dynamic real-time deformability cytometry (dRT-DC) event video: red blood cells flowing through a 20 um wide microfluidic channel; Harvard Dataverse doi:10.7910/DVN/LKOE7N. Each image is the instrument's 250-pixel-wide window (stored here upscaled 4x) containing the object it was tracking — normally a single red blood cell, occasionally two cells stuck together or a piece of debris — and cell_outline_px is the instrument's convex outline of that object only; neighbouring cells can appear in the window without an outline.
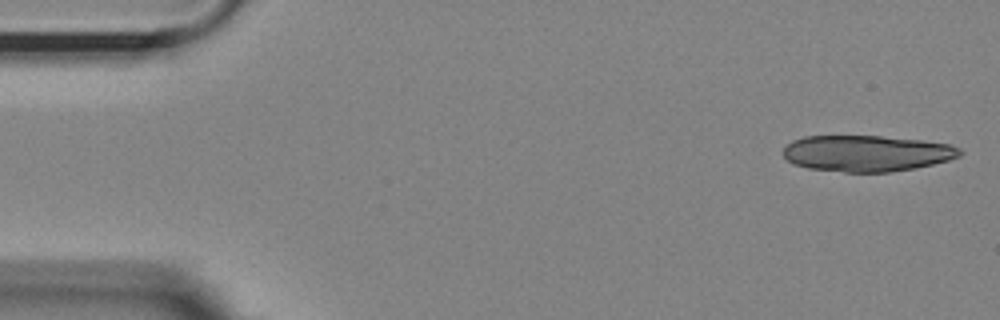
{"species": "Egyptian fruit bat (a non-hibernating species)", "species_latin": "Rousettus aegyptiacus", "temperature_condition": "room temperature", "stored_images_in_passage": 15, "camera_frame_rate_fps": 3000, "um_per_image_px": 0.085, "animal": {"sex": "female"}, "frame": {"image": 1, "passage_image": 1, "time_ms": 0.0, "image_size_px": [1000, 320], "cell_outline_px": [[964, 152], [960, 156], [948, 160], [932, 164], [912, 168], [888, 172], [844, 172], [808, 168], [796, 164], [788, 160], [784, 156], [784, 148], [792, 140], [804, 136], [880, 136], [920, 140], [948, 144], [960, 148]], "centroid_in_image_um": [73.67, 13.03], "position_along_channel_um": 11.3, "area_um2": 36.99}}